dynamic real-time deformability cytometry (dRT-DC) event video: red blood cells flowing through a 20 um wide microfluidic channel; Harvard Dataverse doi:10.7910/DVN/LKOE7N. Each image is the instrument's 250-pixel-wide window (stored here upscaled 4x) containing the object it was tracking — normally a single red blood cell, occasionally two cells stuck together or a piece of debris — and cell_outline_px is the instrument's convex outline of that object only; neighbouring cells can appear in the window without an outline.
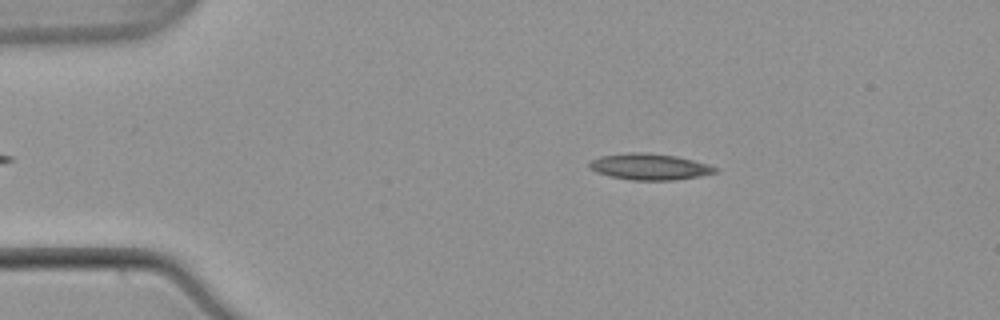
{"species": "common noctule bat (a hibernating species)", "species_latin": "Nyctalus noctula", "temperature_condition": "warm", "stored_images_in_passage": 52, "camera_frame_rate_fps": 3000, "um_per_image_px": 0.085, "animal": {"sex": "male", "body_mass_g": 21.5, "forearm_length_mm": 52.0}, "frame": {"image": 1, "passage_image": 9, "time_ms": 2.667, "image_size_px": [1000, 320], "cell_outline_px": [[720, 168], [716, 172], [700, 176], [672, 180], [632, 180], [612, 176], [596, 172], [588, 168], [588, 164], [592, 160], [600, 156], [632, 152], [648, 152], [676, 156], [692, 160]], "centroid_in_image_um": [55.2, 14.16], "position_along_channel_um": 29.8, "area_um2": 19.13}}
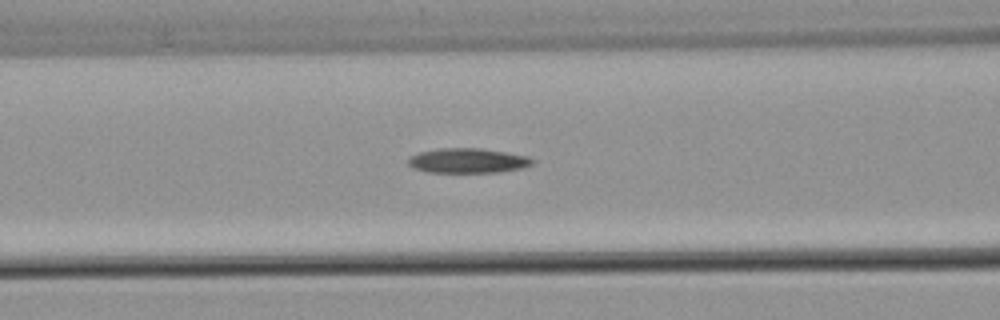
{"frame": {"image": 2, "passage_image": 21, "time_ms": 6.667, "image_size_px": [1000, 320], "cell_outline_px": [[536, 160], [532, 164], [520, 168], [500, 172], [428, 172], [416, 168], [408, 164], [408, 156], [420, 152], [440, 148], [480, 148], [528, 156]], "centroid_in_image_um": [39.76, 13.65], "position_along_channel_um": 126.8, "area_um2": 17.8}}
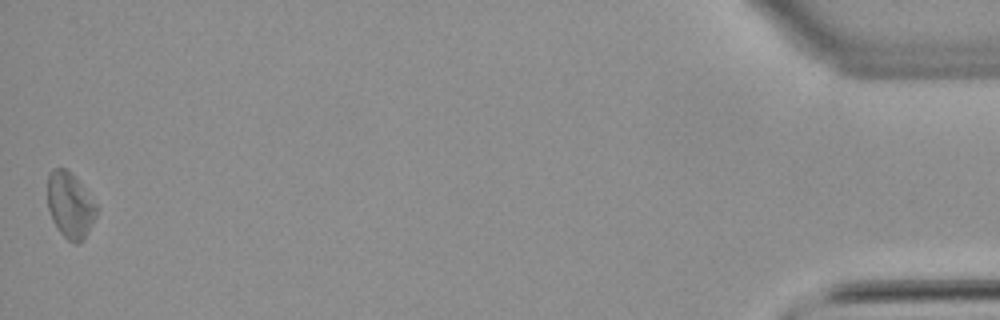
{"frame": {"image": 3, "passage_image": 52, "time_ms": 17.0, "image_size_px": [1000, 320], "cell_outline_px": [[96, 216], [84, 236], [76, 244], [68, 240], [60, 232], [52, 220], [48, 208], [48, 172], [52, 168], [64, 168], [76, 180], [96, 204]], "centroid_in_image_um": [5.91, 17.44], "position_along_channel_um": 429.3, "area_um2": 18.03}}